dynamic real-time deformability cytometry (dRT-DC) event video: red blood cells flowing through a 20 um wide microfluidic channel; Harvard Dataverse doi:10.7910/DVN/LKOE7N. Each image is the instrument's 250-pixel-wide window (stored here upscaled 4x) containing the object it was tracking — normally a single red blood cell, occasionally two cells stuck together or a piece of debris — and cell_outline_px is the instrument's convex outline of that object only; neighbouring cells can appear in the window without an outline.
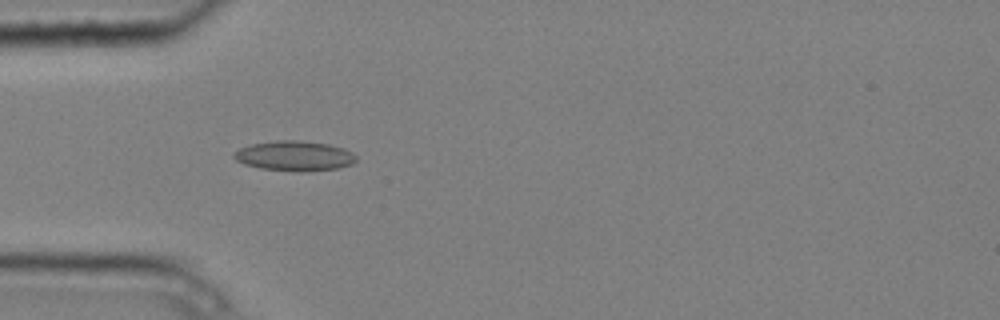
{"species": "common noctule bat (a hibernating species)", "species_latin": "Nyctalus noctula", "temperature_condition": "cold", "stored_images_in_passage": 5, "camera_frame_rate_fps": 3000, "um_per_image_px": 0.085, "animal": {"sex": "male", "body_mass_g": 20.4}, "frame": {"image": 1, "passage_image": 4, "time_ms": 1.0, "image_size_px": [1000, 320], "cell_outline_px": [[356, 160], [352, 164], [340, 168], [304, 172], [300, 172], [260, 168], [244, 164], [236, 160], [232, 156], [240, 148], [252, 144], [276, 140], [296, 140], [328, 144], [344, 148], [352, 152], [356, 156]], "centroid_in_image_um": [25.05, 13.26], "position_along_channel_um": 59.9, "area_um2": 21.39}}
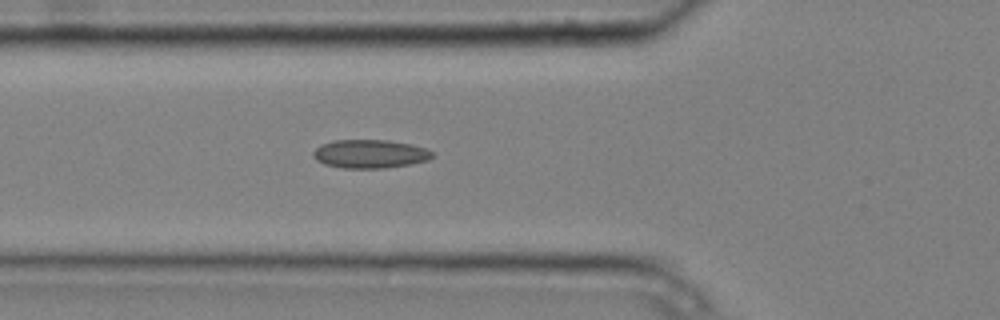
{"frame": {"image": 2, "passage_image": 5, "time_ms": 1.333, "image_size_px": [1000, 320], "cell_outline_px": [[436, 156], [428, 160], [412, 164], [384, 168], [344, 168], [324, 164], [316, 160], [312, 156], [312, 152], [320, 144], [332, 140], [388, 140], [412, 144], [428, 148]], "centroid_in_image_um": [31.47, 13.07], "position_along_channel_um": 94.3, "area_um2": 20.11}}